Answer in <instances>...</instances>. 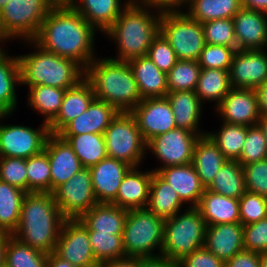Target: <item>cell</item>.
I'll list each match as a JSON object with an SVG mask.
<instances>
[{
  "label": "cell",
  "instance_id": "47",
  "mask_svg": "<svg viewBox=\"0 0 267 267\" xmlns=\"http://www.w3.org/2000/svg\"><path fill=\"white\" fill-rule=\"evenodd\" d=\"M239 217L243 226L267 218V198L246 190L239 198Z\"/></svg>",
  "mask_w": 267,
  "mask_h": 267
},
{
  "label": "cell",
  "instance_id": "26",
  "mask_svg": "<svg viewBox=\"0 0 267 267\" xmlns=\"http://www.w3.org/2000/svg\"><path fill=\"white\" fill-rule=\"evenodd\" d=\"M88 23L105 33L128 5L121 0H66Z\"/></svg>",
  "mask_w": 267,
  "mask_h": 267
},
{
  "label": "cell",
  "instance_id": "33",
  "mask_svg": "<svg viewBox=\"0 0 267 267\" xmlns=\"http://www.w3.org/2000/svg\"><path fill=\"white\" fill-rule=\"evenodd\" d=\"M183 206L185 204L173 187L153 171L146 209L165 220L181 212Z\"/></svg>",
  "mask_w": 267,
  "mask_h": 267
},
{
  "label": "cell",
  "instance_id": "31",
  "mask_svg": "<svg viewBox=\"0 0 267 267\" xmlns=\"http://www.w3.org/2000/svg\"><path fill=\"white\" fill-rule=\"evenodd\" d=\"M226 161L227 159L207 134L199 137L195 143L192 165L205 188L214 180Z\"/></svg>",
  "mask_w": 267,
  "mask_h": 267
},
{
  "label": "cell",
  "instance_id": "54",
  "mask_svg": "<svg viewBox=\"0 0 267 267\" xmlns=\"http://www.w3.org/2000/svg\"><path fill=\"white\" fill-rule=\"evenodd\" d=\"M225 267H260L259 252L243 250L226 261Z\"/></svg>",
  "mask_w": 267,
  "mask_h": 267
},
{
  "label": "cell",
  "instance_id": "66",
  "mask_svg": "<svg viewBox=\"0 0 267 267\" xmlns=\"http://www.w3.org/2000/svg\"><path fill=\"white\" fill-rule=\"evenodd\" d=\"M5 41L0 37V53L4 50L3 47L1 46L2 44L4 45Z\"/></svg>",
  "mask_w": 267,
  "mask_h": 267
},
{
  "label": "cell",
  "instance_id": "6",
  "mask_svg": "<svg viewBox=\"0 0 267 267\" xmlns=\"http://www.w3.org/2000/svg\"><path fill=\"white\" fill-rule=\"evenodd\" d=\"M187 208L164 221L161 254L175 265L204 247L207 224L196 207Z\"/></svg>",
  "mask_w": 267,
  "mask_h": 267
},
{
  "label": "cell",
  "instance_id": "14",
  "mask_svg": "<svg viewBox=\"0 0 267 267\" xmlns=\"http://www.w3.org/2000/svg\"><path fill=\"white\" fill-rule=\"evenodd\" d=\"M60 258L76 267H98L86 226L79 219H65L55 251Z\"/></svg>",
  "mask_w": 267,
  "mask_h": 267
},
{
  "label": "cell",
  "instance_id": "13",
  "mask_svg": "<svg viewBox=\"0 0 267 267\" xmlns=\"http://www.w3.org/2000/svg\"><path fill=\"white\" fill-rule=\"evenodd\" d=\"M52 193L59 210L66 219H78L98 203L90 169L85 167Z\"/></svg>",
  "mask_w": 267,
  "mask_h": 267
},
{
  "label": "cell",
  "instance_id": "15",
  "mask_svg": "<svg viewBox=\"0 0 267 267\" xmlns=\"http://www.w3.org/2000/svg\"><path fill=\"white\" fill-rule=\"evenodd\" d=\"M130 113L146 142L176 128L174 114L166 97L142 99Z\"/></svg>",
  "mask_w": 267,
  "mask_h": 267
},
{
  "label": "cell",
  "instance_id": "2",
  "mask_svg": "<svg viewBox=\"0 0 267 267\" xmlns=\"http://www.w3.org/2000/svg\"><path fill=\"white\" fill-rule=\"evenodd\" d=\"M65 219L53 193L29 192L23 198L18 227L12 235L32 248L53 253Z\"/></svg>",
  "mask_w": 267,
  "mask_h": 267
},
{
  "label": "cell",
  "instance_id": "37",
  "mask_svg": "<svg viewBox=\"0 0 267 267\" xmlns=\"http://www.w3.org/2000/svg\"><path fill=\"white\" fill-rule=\"evenodd\" d=\"M26 95L27 105L44 117V122L49 124L59 113L66 89L51 86H31Z\"/></svg>",
  "mask_w": 267,
  "mask_h": 267
},
{
  "label": "cell",
  "instance_id": "64",
  "mask_svg": "<svg viewBox=\"0 0 267 267\" xmlns=\"http://www.w3.org/2000/svg\"><path fill=\"white\" fill-rule=\"evenodd\" d=\"M128 4H146L149 0H125Z\"/></svg>",
  "mask_w": 267,
  "mask_h": 267
},
{
  "label": "cell",
  "instance_id": "56",
  "mask_svg": "<svg viewBox=\"0 0 267 267\" xmlns=\"http://www.w3.org/2000/svg\"><path fill=\"white\" fill-rule=\"evenodd\" d=\"M137 267H176L162 254L155 256L137 257Z\"/></svg>",
  "mask_w": 267,
  "mask_h": 267
},
{
  "label": "cell",
  "instance_id": "61",
  "mask_svg": "<svg viewBox=\"0 0 267 267\" xmlns=\"http://www.w3.org/2000/svg\"><path fill=\"white\" fill-rule=\"evenodd\" d=\"M7 241H8V234L0 233V267L5 266Z\"/></svg>",
  "mask_w": 267,
  "mask_h": 267
},
{
  "label": "cell",
  "instance_id": "4",
  "mask_svg": "<svg viewBox=\"0 0 267 267\" xmlns=\"http://www.w3.org/2000/svg\"><path fill=\"white\" fill-rule=\"evenodd\" d=\"M100 58L96 57L85 69V79L91 84L95 98L118 112H131L142 98L129 63Z\"/></svg>",
  "mask_w": 267,
  "mask_h": 267
},
{
  "label": "cell",
  "instance_id": "46",
  "mask_svg": "<svg viewBox=\"0 0 267 267\" xmlns=\"http://www.w3.org/2000/svg\"><path fill=\"white\" fill-rule=\"evenodd\" d=\"M205 43L237 47L233 19H217L202 23Z\"/></svg>",
  "mask_w": 267,
  "mask_h": 267
},
{
  "label": "cell",
  "instance_id": "34",
  "mask_svg": "<svg viewBox=\"0 0 267 267\" xmlns=\"http://www.w3.org/2000/svg\"><path fill=\"white\" fill-rule=\"evenodd\" d=\"M66 140L81 164L89 168L108 157L104 134L59 135Z\"/></svg>",
  "mask_w": 267,
  "mask_h": 267
},
{
  "label": "cell",
  "instance_id": "25",
  "mask_svg": "<svg viewBox=\"0 0 267 267\" xmlns=\"http://www.w3.org/2000/svg\"><path fill=\"white\" fill-rule=\"evenodd\" d=\"M95 99L91 84L84 78L75 87L66 89L57 116L48 124L51 134H58L70 121L82 114Z\"/></svg>",
  "mask_w": 267,
  "mask_h": 267
},
{
  "label": "cell",
  "instance_id": "1",
  "mask_svg": "<svg viewBox=\"0 0 267 267\" xmlns=\"http://www.w3.org/2000/svg\"><path fill=\"white\" fill-rule=\"evenodd\" d=\"M96 33L67 1H59L45 17L33 41L43 50L74 60L85 70L96 58Z\"/></svg>",
  "mask_w": 267,
  "mask_h": 267
},
{
  "label": "cell",
  "instance_id": "12",
  "mask_svg": "<svg viewBox=\"0 0 267 267\" xmlns=\"http://www.w3.org/2000/svg\"><path fill=\"white\" fill-rule=\"evenodd\" d=\"M200 135L184 128H174L159 134L147 142L148 152L157 157L161 166L154 168L158 172L161 168L192 163L195 143Z\"/></svg>",
  "mask_w": 267,
  "mask_h": 267
},
{
  "label": "cell",
  "instance_id": "65",
  "mask_svg": "<svg viewBox=\"0 0 267 267\" xmlns=\"http://www.w3.org/2000/svg\"><path fill=\"white\" fill-rule=\"evenodd\" d=\"M10 0H0V10L3 9L6 5V3Z\"/></svg>",
  "mask_w": 267,
  "mask_h": 267
},
{
  "label": "cell",
  "instance_id": "36",
  "mask_svg": "<svg viewBox=\"0 0 267 267\" xmlns=\"http://www.w3.org/2000/svg\"><path fill=\"white\" fill-rule=\"evenodd\" d=\"M206 189L239 199L246 191L242 165L236 160H227Z\"/></svg>",
  "mask_w": 267,
  "mask_h": 267
},
{
  "label": "cell",
  "instance_id": "40",
  "mask_svg": "<svg viewBox=\"0 0 267 267\" xmlns=\"http://www.w3.org/2000/svg\"><path fill=\"white\" fill-rule=\"evenodd\" d=\"M248 126L228 124L222 122L219 131L207 132L206 134L217 145L227 160H238L247 135Z\"/></svg>",
  "mask_w": 267,
  "mask_h": 267
},
{
  "label": "cell",
  "instance_id": "57",
  "mask_svg": "<svg viewBox=\"0 0 267 267\" xmlns=\"http://www.w3.org/2000/svg\"><path fill=\"white\" fill-rule=\"evenodd\" d=\"M99 267H137V257L125 256L99 263Z\"/></svg>",
  "mask_w": 267,
  "mask_h": 267
},
{
  "label": "cell",
  "instance_id": "53",
  "mask_svg": "<svg viewBox=\"0 0 267 267\" xmlns=\"http://www.w3.org/2000/svg\"><path fill=\"white\" fill-rule=\"evenodd\" d=\"M176 267H225V262L202 247L185 256Z\"/></svg>",
  "mask_w": 267,
  "mask_h": 267
},
{
  "label": "cell",
  "instance_id": "38",
  "mask_svg": "<svg viewBox=\"0 0 267 267\" xmlns=\"http://www.w3.org/2000/svg\"><path fill=\"white\" fill-rule=\"evenodd\" d=\"M241 8V0H191L186 13L194 20L205 23L232 19Z\"/></svg>",
  "mask_w": 267,
  "mask_h": 267
},
{
  "label": "cell",
  "instance_id": "45",
  "mask_svg": "<svg viewBox=\"0 0 267 267\" xmlns=\"http://www.w3.org/2000/svg\"><path fill=\"white\" fill-rule=\"evenodd\" d=\"M267 158V141L259 124L249 126L242 153L237 160L242 166Z\"/></svg>",
  "mask_w": 267,
  "mask_h": 267
},
{
  "label": "cell",
  "instance_id": "51",
  "mask_svg": "<svg viewBox=\"0 0 267 267\" xmlns=\"http://www.w3.org/2000/svg\"><path fill=\"white\" fill-rule=\"evenodd\" d=\"M147 56L165 73H168L178 60L174 50L160 32L150 45Z\"/></svg>",
  "mask_w": 267,
  "mask_h": 267
},
{
  "label": "cell",
  "instance_id": "27",
  "mask_svg": "<svg viewBox=\"0 0 267 267\" xmlns=\"http://www.w3.org/2000/svg\"><path fill=\"white\" fill-rule=\"evenodd\" d=\"M128 63L142 99L166 97L167 73L161 71L148 56L131 59Z\"/></svg>",
  "mask_w": 267,
  "mask_h": 267
},
{
  "label": "cell",
  "instance_id": "48",
  "mask_svg": "<svg viewBox=\"0 0 267 267\" xmlns=\"http://www.w3.org/2000/svg\"><path fill=\"white\" fill-rule=\"evenodd\" d=\"M0 180L28 193L26 159L0 157Z\"/></svg>",
  "mask_w": 267,
  "mask_h": 267
},
{
  "label": "cell",
  "instance_id": "50",
  "mask_svg": "<svg viewBox=\"0 0 267 267\" xmlns=\"http://www.w3.org/2000/svg\"><path fill=\"white\" fill-rule=\"evenodd\" d=\"M242 168L246 190L267 198V158Z\"/></svg>",
  "mask_w": 267,
  "mask_h": 267
},
{
  "label": "cell",
  "instance_id": "5",
  "mask_svg": "<svg viewBox=\"0 0 267 267\" xmlns=\"http://www.w3.org/2000/svg\"><path fill=\"white\" fill-rule=\"evenodd\" d=\"M25 43L34 47L35 52L18 56L22 86L70 89L85 78V70L74 60L43 50L33 40H25Z\"/></svg>",
  "mask_w": 267,
  "mask_h": 267
},
{
  "label": "cell",
  "instance_id": "9",
  "mask_svg": "<svg viewBox=\"0 0 267 267\" xmlns=\"http://www.w3.org/2000/svg\"><path fill=\"white\" fill-rule=\"evenodd\" d=\"M107 155L131 167H138L145 159L147 142L130 112H118L104 131Z\"/></svg>",
  "mask_w": 267,
  "mask_h": 267
},
{
  "label": "cell",
  "instance_id": "32",
  "mask_svg": "<svg viewBox=\"0 0 267 267\" xmlns=\"http://www.w3.org/2000/svg\"><path fill=\"white\" fill-rule=\"evenodd\" d=\"M0 53V113L13 114L19 104L16 90L21 85L18 56Z\"/></svg>",
  "mask_w": 267,
  "mask_h": 267
},
{
  "label": "cell",
  "instance_id": "39",
  "mask_svg": "<svg viewBox=\"0 0 267 267\" xmlns=\"http://www.w3.org/2000/svg\"><path fill=\"white\" fill-rule=\"evenodd\" d=\"M26 192L0 180V233L13 234L18 227Z\"/></svg>",
  "mask_w": 267,
  "mask_h": 267
},
{
  "label": "cell",
  "instance_id": "3",
  "mask_svg": "<svg viewBox=\"0 0 267 267\" xmlns=\"http://www.w3.org/2000/svg\"><path fill=\"white\" fill-rule=\"evenodd\" d=\"M160 18L161 12L146 4H128L104 33L117 45L118 55L111 59L128 62L147 56L150 45L160 32Z\"/></svg>",
  "mask_w": 267,
  "mask_h": 267
},
{
  "label": "cell",
  "instance_id": "63",
  "mask_svg": "<svg viewBox=\"0 0 267 267\" xmlns=\"http://www.w3.org/2000/svg\"><path fill=\"white\" fill-rule=\"evenodd\" d=\"M260 267H267V251L259 252Z\"/></svg>",
  "mask_w": 267,
  "mask_h": 267
},
{
  "label": "cell",
  "instance_id": "52",
  "mask_svg": "<svg viewBox=\"0 0 267 267\" xmlns=\"http://www.w3.org/2000/svg\"><path fill=\"white\" fill-rule=\"evenodd\" d=\"M244 250L267 251V218L243 226Z\"/></svg>",
  "mask_w": 267,
  "mask_h": 267
},
{
  "label": "cell",
  "instance_id": "16",
  "mask_svg": "<svg viewBox=\"0 0 267 267\" xmlns=\"http://www.w3.org/2000/svg\"><path fill=\"white\" fill-rule=\"evenodd\" d=\"M222 122L253 126L260 120L258 97L255 89L231 88L215 108Z\"/></svg>",
  "mask_w": 267,
  "mask_h": 267
},
{
  "label": "cell",
  "instance_id": "24",
  "mask_svg": "<svg viewBox=\"0 0 267 267\" xmlns=\"http://www.w3.org/2000/svg\"><path fill=\"white\" fill-rule=\"evenodd\" d=\"M117 113L113 106L95 98L89 107L70 121L58 135L104 134Z\"/></svg>",
  "mask_w": 267,
  "mask_h": 267
},
{
  "label": "cell",
  "instance_id": "10",
  "mask_svg": "<svg viewBox=\"0 0 267 267\" xmlns=\"http://www.w3.org/2000/svg\"><path fill=\"white\" fill-rule=\"evenodd\" d=\"M160 33L168 41L178 60L198 61L205 45L202 23L183 11L162 12Z\"/></svg>",
  "mask_w": 267,
  "mask_h": 267
},
{
  "label": "cell",
  "instance_id": "11",
  "mask_svg": "<svg viewBox=\"0 0 267 267\" xmlns=\"http://www.w3.org/2000/svg\"><path fill=\"white\" fill-rule=\"evenodd\" d=\"M11 114H0V122ZM49 126L43 121L38 128L0 123V157L29 158L45 149L50 135Z\"/></svg>",
  "mask_w": 267,
  "mask_h": 267
},
{
  "label": "cell",
  "instance_id": "19",
  "mask_svg": "<svg viewBox=\"0 0 267 267\" xmlns=\"http://www.w3.org/2000/svg\"><path fill=\"white\" fill-rule=\"evenodd\" d=\"M44 150L47 152L50 163L52 193L58 186L78 173L83 166L68 142L58 134L49 135Z\"/></svg>",
  "mask_w": 267,
  "mask_h": 267
},
{
  "label": "cell",
  "instance_id": "18",
  "mask_svg": "<svg viewBox=\"0 0 267 267\" xmlns=\"http://www.w3.org/2000/svg\"><path fill=\"white\" fill-rule=\"evenodd\" d=\"M237 50H265L267 13L242 7L232 18Z\"/></svg>",
  "mask_w": 267,
  "mask_h": 267
},
{
  "label": "cell",
  "instance_id": "28",
  "mask_svg": "<svg viewBox=\"0 0 267 267\" xmlns=\"http://www.w3.org/2000/svg\"><path fill=\"white\" fill-rule=\"evenodd\" d=\"M166 98L171 105L176 127L187 129L200 136L207 133V131H201L199 127L203 103L195 91L168 92Z\"/></svg>",
  "mask_w": 267,
  "mask_h": 267
},
{
  "label": "cell",
  "instance_id": "7",
  "mask_svg": "<svg viewBox=\"0 0 267 267\" xmlns=\"http://www.w3.org/2000/svg\"><path fill=\"white\" fill-rule=\"evenodd\" d=\"M58 0H10L0 10V37L33 40L41 24ZM12 38V39H11Z\"/></svg>",
  "mask_w": 267,
  "mask_h": 267
},
{
  "label": "cell",
  "instance_id": "22",
  "mask_svg": "<svg viewBox=\"0 0 267 267\" xmlns=\"http://www.w3.org/2000/svg\"><path fill=\"white\" fill-rule=\"evenodd\" d=\"M204 247L226 262L244 250L243 225L223 223L207 226Z\"/></svg>",
  "mask_w": 267,
  "mask_h": 267
},
{
  "label": "cell",
  "instance_id": "35",
  "mask_svg": "<svg viewBox=\"0 0 267 267\" xmlns=\"http://www.w3.org/2000/svg\"><path fill=\"white\" fill-rule=\"evenodd\" d=\"M231 88L227 70L201 69L195 93L202 103L214 102L216 108Z\"/></svg>",
  "mask_w": 267,
  "mask_h": 267
},
{
  "label": "cell",
  "instance_id": "42",
  "mask_svg": "<svg viewBox=\"0 0 267 267\" xmlns=\"http://www.w3.org/2000/svg\"><path fill=\"white\" fill-rule=\"evenodd\" d=\"M200 71L198 61L177 60L167 73L168 92L195 91Z\"/></svg>",
  "mask_w": 267,
  "mask_h": 267
},
{
  "label": "cell",
  "instance_id": "20",
  "mask_svg": "<svg viewBox=\"0 0 267 267\" xmlns=\"http://www.w3.org/2000/svg\"><path fill=\"white\" fill-rule=\"evenodd\" d=\"M131 168L127 163L110 157L89 167L98 203H111L116 198L121 181Z\"/></svg>",
  "mask_w": 267,
  "mask_h": 267
},
{
  "label": "cell",
  "instance_id": "43",
  "mask_svg": "<svg viewBox=\"0 0 267 267\" xmlns=\"http://www.w3.org/2000/svg\"><path fill=\"white\" fill-rule=\"evenodd\" d=\"M28 193L50 192L51 173L50 163L45 150L26 159Z\"/></svg>",
  "mask_w": 267,
  "mask_h": 267
},
{
  "label": "cell",
  "instance_id": "59",
  "mask_svg": "<svg viewBox=\"0 0 267 267\" xmlns=\"http://www.w3.org/2000/svg\"><path fill=\"white\" fill-rule=\"evenodd\" d=\"M45 267H76L67 260L60 258L55 252L49 253L46 259Z\"/></svg>",
  "mask_w": 267,
  "mask_h": 267
},
{
  "label": "cell",
  "instance_id": "60",
  "mask_svg": "<svg viewBox=\"0 0 267 267\" xmlns=\"http://www.w3.org/2000/svg\"><path fill=\"white\" fill-rule=\"evenodd\" d=\"M242 7L267 13V0H241Z\"/></svg>",
  "mask_w": 267,
  "mask_h": 267
},
{
  "label": "cell",
  "instance_id": "62",
  "mask_svg": "<svg viewBox=\"0 0 267 267\" xmlns=\"http://www.w3.org/2000/svg\"><path fill=\"white\" fill-rule=\"evenodd\" d=\"M258 124L262 128V130L265 134V137H266V141H267V115H261Z\"/></svg>",
  "mask_w": 267,
  "mask_h": 267
},
{
  "label": "cell",
  "instance_id": "23",
  "mask_svg": "<svg viewBox=\"0 0 267 267\" xmlns=\"http://www.w3.org/2000/svg\"><path fill=\"white\" fill-rule=\"evenodd\" d=\"M157 173L173 187L184 204L197 207L206 188L192 163L164 167Z\"/></svg>",
  "mask_w": 267,
  "mask_h": 267
},
{
  "label": "cell",
  "instance_id": "29",
  "mask_svg": "<svg viewBox=\"0 0 267 267\" xmlns=\"http://www.w3.org/2000/svg\"><path fill=\"white\" fill-rule=\"evenodd\" d=\"M128 210L112 203H97L78 218L87 231L123 235Z\"/></svg>",
  "mask_w": 267,
  "mask_h": 267
},
{
  "label": "cell",
  "instance_id": "55",
  "mask_svg": "<svg viewBox=\"0 0 267 267\" xmlns=\"http://www.w3.org/2000/svg\"><path fill=\"white\" fill-rule=\"evenodd\" d=\"M190 3L191 0H149L146 5L162 13L183 11V8H188Z\"/></svg>",
  "mask_w": 267,
  "mask_h": 267
},
{
  "label": "cell",
  "instance_id": "58",
  "mask_svg": "<svg viewBox=\"0 0 267 267\" xmlns=\"http://www.w3.org/2000/svg\"><path fill=\"white\" fill-rule=\"evenodd\" d=\"M255 91L258 97L260 115H267V80Z\"/></svg>",
  "mask_w": 267,
  "mask_h": 267
},
{
  "label": "cell",
  "instance_id": "44",
  "mask_svg": "<svg viewBox=\"0 0 267 267\" xmlns=\"http://www.w3.org/2000/svg\"><path fill=\"white\" fill-rule=\"evenodd\" d=\"M88 236L93 254L98 263L126 256L123 248V235L88 231Z\"/></svg>",
  "mask_w": 267,
  "mask_h": 267
},
{
  "label": "cell",
  "instance_id": "41",
  "mask_svg": "<svg viewBox=\"0 0 267 267\" xmlns=\"http://www.w3.org/2000/svg\"><path fill=\"white\" fill-rule=\"evenodd\" d=\"M47 255L8 234L5 256L7 267H45Z\"/></svg>",
  "mask_w": 267,
  "mask_h": 267
},
{
  "label": "cell",
  "instance_id": "30",
  "mask_svg": "<svg viewBox=\"0 0 267 267\" xmlns=\"http://www.w3.org/2000/svg\"><path fill=\"white\" fill-rule=\"evenodd\" d=\"M207 226L240 223L239 199L223 196L205 189L196 207Z\"/></svg>",
  "mask_w": 267,
  "mask_h": 267
},
{
  "label": "cell",
  "instance_id": "21",
  "mask_svg": "<svg viewBox=\"0 0 267 267\" xmlns=\"http://www.w3.org/2000/svg\"><path fill=\"white\" fill-rule=\"evenodd\" d=\"M132 167L124 176L116 198L111 202L123 209H144L149 200L153 170L141 171Z\"/></svg>",
  "mask_w": 267,
  "mask_h": 267
},
{
  "label": "cell",
  "instance_id": "49",
  "mask_svg": "<svg viewBox=\"0 0 267 267\" xmlns=\"http://www.w3.org/2000/svg\"><path fill=\"white\" fill-rule=\"evenodd\" d=\"M237 47L211 45L205 43L198 59L201 69L229 70Z\"/></svg>",
  "mask_w": 267,
  "mask_h": 267
},
{
  "label": "cell",
  "instance_id": "8",
  "mask_svg": "<svg viewBox=\"0 0 267 267\" xmlns=\"http://www.w3.org/2000/svg\"><path fill=\"white\" fill-rule=\"evenodd\" d=\"M164 221L146 208L128 210L122 236L126 256L160 255L163 245ZM154 250L158 252L155 254Z\"/></svg>",
  "mask_w": 267,
  "mask_h": 267
},
{
  "label": "cell",
  "instance_id": "17",
  "mask_svg": "<svg viewBox=\"0 0 267 267\" xmlns=\"http://www.w3.org/2000/svg\"><path fill=\"white\" fill-rule=\"evenodd\" d=\"M267 50H237L229 67L232 88L256 89L267 80Z\"/></svg>",
  "mask_w": 267,
  "mask_h": 267
}]
</instances>
